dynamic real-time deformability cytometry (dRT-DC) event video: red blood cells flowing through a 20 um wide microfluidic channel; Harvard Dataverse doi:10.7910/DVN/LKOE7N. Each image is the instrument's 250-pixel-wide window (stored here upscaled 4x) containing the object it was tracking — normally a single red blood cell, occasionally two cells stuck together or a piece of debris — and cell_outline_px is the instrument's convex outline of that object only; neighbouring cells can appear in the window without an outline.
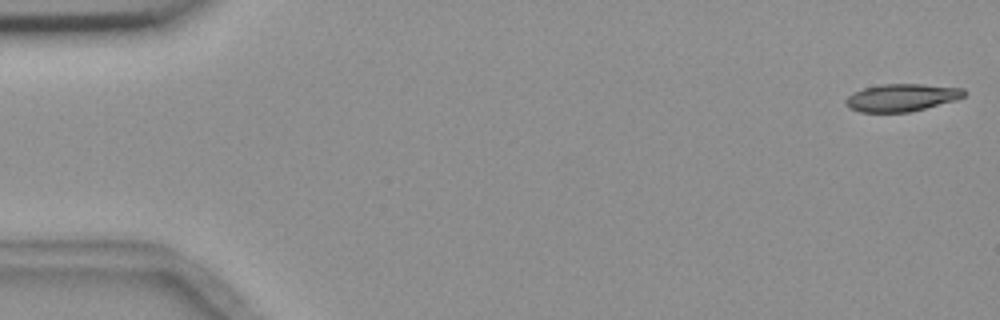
{"species": "common noctule bat (a hibernating species)", "species_latin": "Nyctalus noctula", "temperature_condition": "room temperature", "stored_images_in_passage": 4, "camera_frame_rate_fps": 3000, "um_per_image_px": 0.085, "animal": {"sex": "female", "body_mass_g": 18.4}, "frame": {"image": 1, "passage_image": 1, "time_ms": 0.0, "image_size_px": [1000, 320], "cell_outline_px": [[968, 92], [964, 96], [956, 100], [912, 112], [860, 112], [848, 108], [844, 104], [844, 100], [852, 92], [864, 88], [880, 84], [924, 84], [964, 88]], "centroid_in_image_um": [76.64, 8.29], "position_along_channel_um": 8.4, "area_um2": 19.31}}